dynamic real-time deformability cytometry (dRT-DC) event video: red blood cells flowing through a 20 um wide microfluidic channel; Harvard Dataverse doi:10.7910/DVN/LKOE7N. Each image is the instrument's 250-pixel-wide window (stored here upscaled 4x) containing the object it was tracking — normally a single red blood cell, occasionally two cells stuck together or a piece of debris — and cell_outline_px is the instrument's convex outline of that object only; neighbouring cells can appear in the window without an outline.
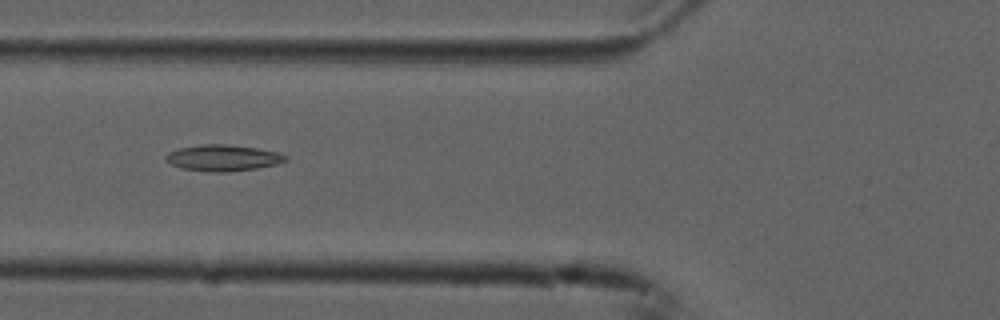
{"species": "common noctule bat (a hibernating species)", "species_latin": "Nyctalus noctula", "temperature_condition": "cold", "stored_images_in_passage": 7, "camera_frame_rate_fps": 3000, "um_per_image_px": 0.085, "animal": {"sex": "male", "forearm_length_mm": 52.5}, "frame": {"image": 1, "passage_image": 2, "time_ms": 0.333, "image_size_px": [1000, 320], "cell_outline_px": [[288, 160], [276, 164], [256, 168], [228, 172], [212, 172], [180, 168], [164, 160], [164, 156], [168, 152], [180, 148], [200, 144], [228, 144], [256, 148], [280, 152], [288, 156]], "centroid_in_image_um": [18.95, 13.41], "position_along_channel_um": 106.8, "area_um2": 18.44}}
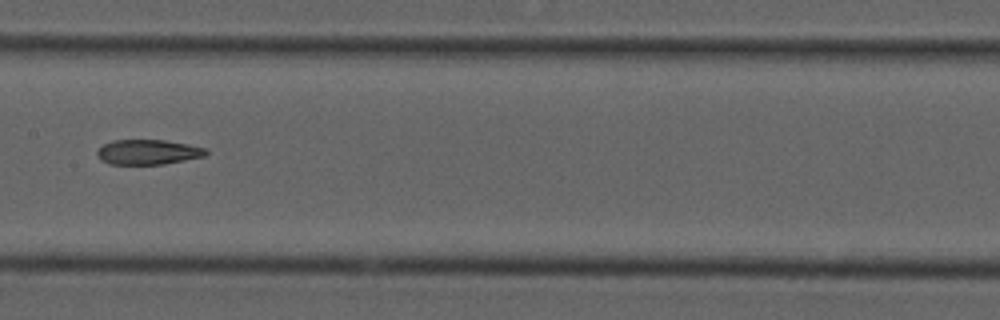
{"frame": {"image": 2, "passage_image": 4, "time_ms": 1.0, "image_size_px": [1000, 320], "cell_outline_px": [[208, 152], [204, 156], [164, 164], [108, 164], [100, 160], [96, 152], [104, 144], [112, 140], [164, 140], [188, 144], [208, 148]], "centroid_in_image_um": [12.58, 12.92], "position_along_channel_um": 194.8, "area_um2": 15.84}}
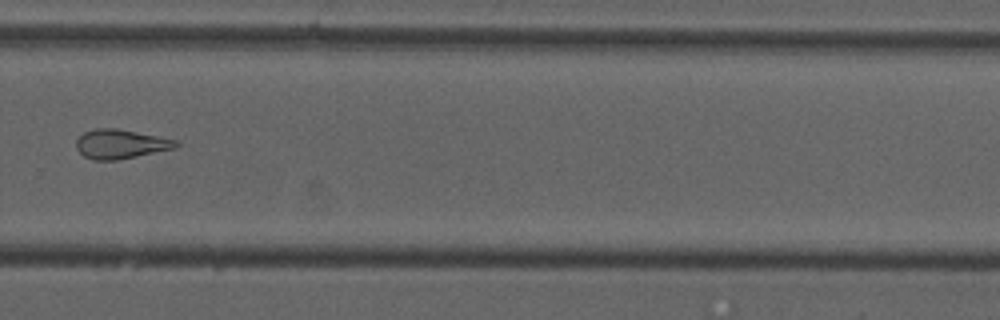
{"frame": {"image": 3, "passage_image": 7, "time_ms": 2.0, "image_size_px": [1000, 320], "cell_outline_px": [[180, 144], [176, 148], [120, 160], [96, 160], [84, 156], [76, 148], [76, 140], [84, 132], [96, 128], [116, 128], [176, 140]], "centroid_in_image_um": [10.25, 12.25], "position_along_channel_um": 319.6, "area_um2": 16.94}}